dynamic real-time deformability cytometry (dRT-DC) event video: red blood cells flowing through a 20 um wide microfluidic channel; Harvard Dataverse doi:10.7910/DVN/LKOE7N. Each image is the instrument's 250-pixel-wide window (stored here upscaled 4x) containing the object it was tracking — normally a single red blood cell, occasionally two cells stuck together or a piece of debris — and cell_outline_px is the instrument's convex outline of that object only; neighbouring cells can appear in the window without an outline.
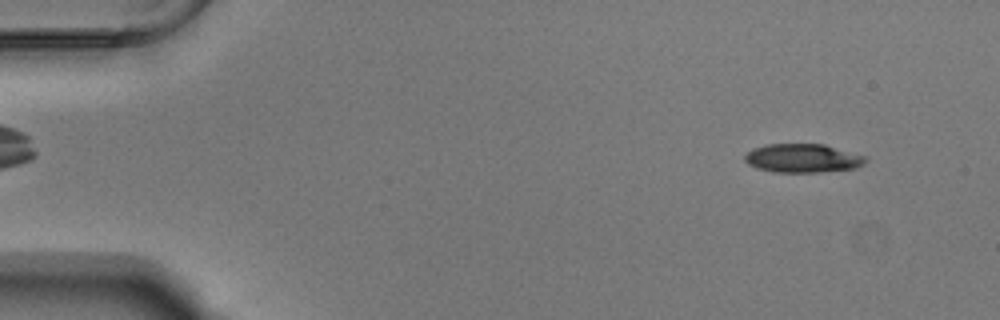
{"species": "Egyptian fruit bat (a non-hibernating species)", "species_latin": "Rousettus aegyptiacus", "temperature_condition": "warm", "stored_images_in_passage": 53, "camera_frame_rate_fps": 3000, "um_per_image_px": 0.085, "animal": {"sex": "male"}, "frame": {"image": 1, "passage_image": 4, "time_ms": 1.0, "image_size_px": [1000, 320], "cell_outline_px": [[868, 160], [864, 164], [856, 168], [816, 172], [772, 172], [756, 168], [748, 164], [744, 160], [744, 156], [752, 148], [768, 144], [824, 144], [868, 156]], "centroid_in_image_um": [68.25, 13.44], "position_along_channel_um": 16.8, "area_um2": 20.4}}
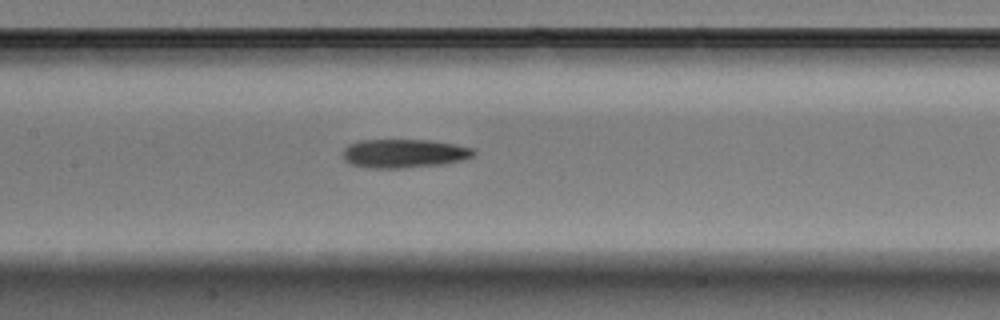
{"frame": {"image": 2, "passage_image": 25, "time_ms": 8.0, "image_size_px": [1000, 320], "cell_outline_px": [[476, 152], [472, 156], [464, 160], [440, 164], [404, 168], [364, 168], [352, 164], [344, 160], [344, 148], [348, 144], [360, 140], [432, 140], [456, 144], [476, 148]], "centroid_in_image_um": [34.37, 13.04], "position_along_channel_um": 173.0, "area_um2": 22.08}}
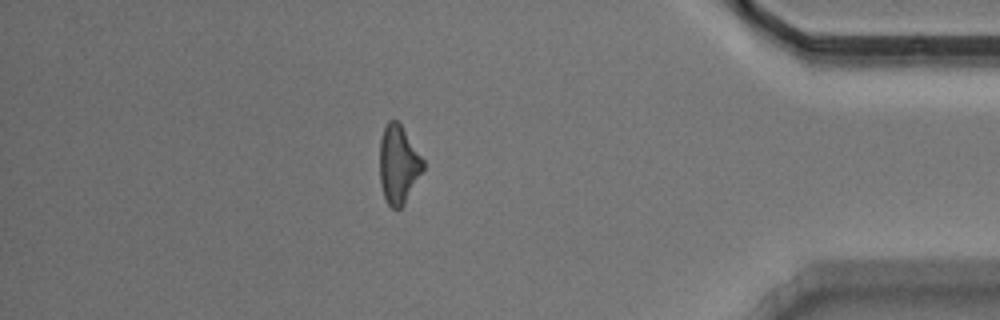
{"frame": {"image": 3, "passage_image": 46, "time_ms": 15.0, "image_size_px": [1000, 320], "cell_outline_px": [[424, 168], [404, 204], [396, 212], [388, 204], [384, 196], [380, 184], [380, 140], [384, 128], [388, 120], [396, 120], [400, 124], [424, 160]], "centroid_in_image_um": [33.85, 14.0], "position_along_channel_um": 401.3, "area_um2": 19.65}, "authors_computed_cell_mechanics": {"area_um2": 20.5768, "velocity_mm_per_s": 3.7675, "shape_relaxation_time_tau1_ms": 5.0598, "shape_relaxation_time_tau2_ms": null, "deformation_change_tau1": 0.157, "deformation_change_tau2": null}}